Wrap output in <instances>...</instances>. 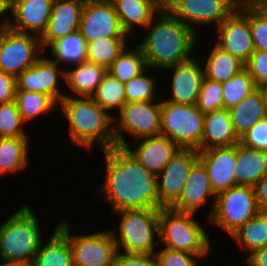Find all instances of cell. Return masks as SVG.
Listing matches in <instances>:
<instances>
[{
    "label": "cell",
    "instance_id": "3",
    "mask_svg": "<svg viewBox=\"0 0 267 266\" xmlns=\"http://www.w3.org/2000/svg\"><path fill=\"white\" fill-rule=\"evenodd\" d=\"M69 122V140L82 148L100 145L102 150L116 146L114 117L91 97L66 96L58 103Z\"/></svg>",
    "mask_w": 267,
    "mask_h": 266
},
{
    "label": "cell",
    "instance_id": "20",
    "mask_svg": "<svg viewBox=\"0 0 267 266\" xmlns=\"http://www.w3.org/2000/svg\"><path fill=\"white\" fill-rule=\"evenodd\" d=\"M199 160L207 170L215 194L236 186V145L199 150Z\"/></svg>",
    "mask_w": 267,
    "mask_h": 266
},
{
    "label": "cell",
    "instance_id": "15",
    "mask_svg": "<svg viewBox=\"0 0 267 266\" xmlns=\"http://www.w3.org/2000/svg\"><path fill=\"white\" fill-rule=\"evenodd\" d=\"M197 149H180L157 175L160 209L170 207L181 195L194 164Z\"/></svg>",
    "mask_w": 267,
    "mask_h": 266
},
{
    "label": "cell",
    "instance_id": "41",
    "mask_svg": "<svg viewBox=\"0 0 267 266\" xmlns=\"http://www.w3.org/2000/svg\"><path fill=\"white\" fill-rule=\"evenodd\" d=\"M249 23L255 50L267 51V16L250 0Z\"/></svg>",
    "mask_w": 267,
    "mask_h": 266
},
{
    "label": "cell",
    "instance_id": "7",
    "mask_svg": "<svg viewBox=\"0 0 267 266\" xmlns=\"http://www.w3.org/2000/svg\"><path fill=\"white\" fill-rule=\"evenodd\" d=\"M204 116L195 105L161 100V131L182 149L201 150Z\"/></svg>",
    "mask_w": 267,
    "mask_h": 266
},
{
    "label": "cell",
    "instance_id": "38",
    "mask_svg": "<svg viewBox=\"0 0 267 266\" xmlns=\"http://www.w3.org/2000/svg\"><path fill=\"white\" fill-rule=\"evenodd\" d=\"M15 101L0 104V138L29 137Z\"/></svg>",
    "mask_w": 267,
    "mask_h": 266
},
{
    "label": "cell",
    "instance_id": "26",
    "mask_svg": "<svg viewBox=\"0 0 267 266\" xmlns=\"http://www.w3.org/2000/svg\"><path fill=\"white\" fill-rule=\"evenodd\" d=\"M235 134L240 138L257 122L267 116L262 88L257 87L236 106L228 109Z\"/></svg>",
    "mask_w": 267,
    "mask_h": 266
},
{
    "label": "cell",
    "instance_id": "33",
    "mask_svg": "<svg viewBox=\"0 0 267 266\" xmlns=\"http://www.w3.org/2000/svg\"><path fill=\"white\" fill-rule=\"evenodd\" d=\"M146 69L147 65L141 48L139 46L128 48L127 45L112 62L107 72L125 84Z\"/></svg>",
    "mask_w": 267,
    "mask_h": 266
},
{
    "label": "cell",
    "instance_id": "9",
    "mask_svg": "<svg viewBox=\"0 0 267 266\" xmlns=\"http://www.w3.org/2000/svg\"><path fill=\"white\" fill-rule=\"evenodd\" d=\"M56 227L68 238L72 250L73 266H110L118 253L110 229L88 234H72L71 223L65 219Z\"/></svg>",
    "mask_w": 267,
    "mask_h": 266
},
{
    "label": "cell",
    "instance_id": "23",
    "mask_svg": "<svg viewBox=\"0 0 267 266\" xmlns=\"http://www.w3.org/2000/svg\"><path fill=\"white\" fill-rule=\"evenodd\" d=\"M123 30L132 34L137 26L144 29L163 8V0H111ZM135 26V27H134Z\"/></svg>",
    "mask_w": 267,
    "mask_h": 266
},
{
    "label": "cell",
    "instance_id": "18",
    "mask_svg": "<svg viewBox=\"0 0 267 266\" xmlns=\"http://www.w3.org/2000/svg\"><path fill=\"white\" fill-rule=\"evenodd\" d=\"M210 197L213 202L210 205L207 219L213 212L216 194L212 189L204 164L198 160L190 171L180 197L170 207L180 212L197 213L200 207L208 204Z\"/></svg>",
    "mask_w": 267,
    "mask_h": 266
},
{
    "label": "cell",
    "instance_id": "46",
    "mask_svg": "<svg viewBox=\"0 0 267 266\" xmlns=\"http://www.w3.org/2000/svg\"><path fill=\"white\" fill-rule=\"evenodd\" d=\"M16 78L0 70V104L15 101Z\"/></svg>",
    "mask_w": 267,
    "mask_h": 266
},
{
    "label": "cell",
    "instance_id": "44",
    "mask_svg": "<svg viewBox=\"0 0 267 266\" xmlns=\"http://www.w3.org/2000/svg\"><path fill=\"white\" fill-rule=\"evenodd\" d=\"M239 143L251 148L267 151V116L245 132L239 138Z\"/></svg>",
    "mask_w": 267,
    "mask_h": 266
},
{
    "label": "cell",
    "instance_id": "17",
    "mask_svg": "<svg viewBox=\"0 0 267 266\" xmlns=\"http://www.w3.org/2000/svg\"><path fill=\"white\" fill-rule=\"evenodd\" d=\"M53 3L54 0H10L12 18L9 17L8 28L41 37L50 20Z\"/></svg>",
    "mask_w": 267,
    "mask_h": 266
},
{
    "label": "cell",
    "instance_id": "10",
    "mask_svg": "<svg viewBox=\"0 0 267 266\" xmlns=\"http://www.w3.org/2000/svg\"><path fill=\"white\" fill-rule=\"evenodd\" d=\"M119 114L114 117L116 146L126 147L129 144L124 138L125 133L135 140L160 134L161 100L125 103Z\"/></svg>",
    "mask_w": 267,
    "mask_h": 266
},
{
    "label": "cell",
    "instance_id": "52",
    "mask_svg": "<svg viewBox=\"0 0 267 266\" xmlns=\"http://www.w3.org/2000/svg\"><path fill=\"white\" fill-rule=\"evenodd\" d=\"M262 90L264 92V97H265V104H266V111H267V85L262 87Z\"/></svg>",
    "mask_w": 267,
    "mask_h": 266
},
{
    "label": "cell",
    "instance_id": "50",
    "mask_svg": "<svg viewBox=\"0 0 267 266\" xmlns=\"http://www.w3.org/2000/svg\"><path fill=\"white\" fill-rule=\"evenodd\" d=\"M261 12L267 16V0H250Z\"/></svg>",
    "mask_w": 267,
    "mask_h": 266
},
{
    "label": "cell",
    "instance_id": "25",
    "mask_svg": "<svg viewBox=\"0 0 267 266\" xmlns=\"http://www.w3.org/2000/svg\"><path fill=\"white\" fill-rule=\"evenodd\" d=\"M237 143H239V138L234 132L230 113L227 109L223 108L205 113L201 150L229 147Z\"/></svg>",
    "mask_w": 267,
    "mask_h": 266
},
{
    "label": "cell",
    "instance_id": "31",
    "mask_svg": "<svg viewBox=\"0 0 267 266\" xmlns=\"http://www.w3.org/2000/svg\"><path fill=\"white\" fill-rule=\"evenodd\" d=\"M230 238L234 239L242 250L248 252L247 257L254 251L267 244V211H260L243 226L235 231Z\"/></svg>",
    "mask_w": 267,
    "mask_h": 266
},
{
    "label": "cell",
    "instance_id": "39",
    "mask_svg": "<svg viewBox=\"0 0 267 266\" xmlns=\"http://www.w3.org/2000/svg\"><path fill=\"white\" fill-rule=\"evenodd\" d=\"M147 68L139 76L125 83L126 103L157 100L155 77L147 75Z\"/></svg>",
    "mask_w": 267,
    "mask_h": 266
},
{
    "label": "cell",
    "instance_id": "16",
    "mask_svg": "<svg viewBox=\"0 0 267 266\" xmlns=\"http://www.w3.org/2000/svg\"><path fill=\"white\" fill-rule=\"evenodd\" d=\"M60 66L42 54L31 67L16 77L17 90L47 94L59 103L66 96L65 92L60 91L59 76L65 79V68L62 70Z\"/></svg>",
    "mask_w": 267,
    "mask_h": 266
},
{
    "label": "cell",
    "instance_id": "45",
    "mask_svg": "<svg viewBox=\"0 0 267 266\" xmlns=\"http://www.w3.org/2000/svg\"><path fill=\"white\" fill-rule=\"evenodd\" d=\"M115 266H158L155 254L117 253Z\"/></svg>",
    "mask_w": 267,
    "mask_h": 266
},
{
    "label": "cell",
    "instance_id": "48",
    "mask_svg": "<svg viewBox=\"0 0 267 266\" xmlns=\"http://www.w3.org/2000/svg\"><path fill=\"white\" fill-rule=\"evenodd\" d=\"M245 261L247 266H267V244L251 253Z\"/></svg>",
    "mask_w": 267,
    "mask_h": 266
},
{
    "label": "cell",
    "instance_id": "6",
    "mask_svg": "<svg viewBox=\"0 0 267 266\" xmlns=\"http://www.w3.org/2000/svg\"><path fill=\"white\" fill-rule=\"evenodd\" d=\"M112 215L120 219L118 231L110 229L119 252L123 249L125 253L155 254L159 245V209L119 211Z\"/></svg>",
    "mask_w": 267,
    "mask_h": 266
},
{
    "label": "cell",
    "instance_id": "43",
    "mask_svg": "<svg viewBox=\"0 0 267 266\" xmlns=\"http://www.w3.org/2000/svg\"><path fill=\"white\" fill-rule=\"evenodd\" d=\"M245 69L257 87L262 88L267 85V51L255 50L245 63Z\"/></svg>",
    "mask_w": 267,
    "mask_h": 266
},
{
    "label": "cell",
    "instance_id": "12",
    "mask_svg": "<svg viewBox=\"0 0 267 266\" xmlns=\"http://www.w3.org/2000/svg\"><path fill=\"white\" fill-rule=\"evenodd\" d=\"M44 54L40 37L0 29V70L15 78Z\"/></svg>",
    "mask_w": 267,
    "mask_h": 266
},
{
    "label": "cell",
    "instance_id": "28",
    "mask_svg": "<svg viewBox=\"0 0 267 266\" xmlns=\"http://www.w3.org/2000/svg\"><path fill=\"white\" fill-rule=\"evenodd\" d=\"M47 243L42 240L31 266H73L68 238L56 227Z\"/></svg>",
    "mask_w": 267,
    "mask_h": 266
},
{
    "label": "cell",
    "instance_id": "35",
    "mask_svg": "<svg viewBox=\"0 0 267 266\" xmlns=\"http://www.w3.org/2000/svg\"><path fill=\"white\" fill-rule=\"evenodd\" d=\"M127 38L109 37L86 43V60L108 69L127 46Z\"/></svg>",
    "mask_w": 267,
    "mask_h": 266
},
{
    "label": "cell",
    "instance_id": "30",
    "mask_svg": "<svg viewBox=\"0 0 267 266\" xmlns=\"http://www.w3.org/2000/svg\"><path fill=\"white\" fill-rule=\"evenodd\" d=\"M28 137L0 138V175L16 174L28 165Z\"/></svg>",
    "mask_w": 267,
    "mask_h": 266
},
{
    "label": "cell",
    "instance_id": "37",
    "mask_svg": "<svg viewBox=\"0 0 267 266\" xmlns=\"http://www.w3.org/2000/svg\"><path fill=\"white\" fill-rule=\"evenodd\" d=\"M257 86L246 69L222 82V98L224 108L230 109L242 101Z\"/></svg>",
    "mask_w": 267,
    "mask_h": 266
},
{
    "label": "cell",
    "instance_id": "32",
    "mask_svg": "<svg viewBox=\"0 0 267 266\" xmlns=\"http://www.w3.org/2000/svg\"><path fill=\"white\" fill-rule=\"evenodd\" d=\"M48 49L53 56L51 60L58 65L62 63L72 67L86 61V41L79 30L54 41Z\"/></svg>",
    "mask_w": 267,
    "mask_h": 266
},
{
    "label": "cell",
    "instance_id": "49",
    "mask_svg": "<svg viewBox=\"0 0 267 266\" xmlns=\"http://www.w3.org/2000/svg\"><path fill=\"white\" fill-rule=\"evenodd\" d=\"M8 12H10V0H0V20L3 18V15L6 16L5 14H8ZM3 19L2 22H0V29L7 28L9 24L10 19H8L7 16Z\"/></svg>",
    "mask_w": 267,
    "mask_h": 266
},
{
    "label": "cell",
    "instance_id": "2",
    "mask_svg": "<svg viewBox=\"0 0 267 266\" xmlns=\"http://www.w3.org/2000/svg\"><path fill=\"white\" fill-rule=\"evenodd\" d=\"M144 40L138 44L147 68L166 69L193 58L197 32L176 19L164 7L145 28Z\"/></svg>",
    "mask_w": 267,
    "mask_h": 266
},
{
    "label": "cell",
    "instance_id": "8",
    "mask_svg": "<svg viewBox=\"0 0 267 266\" xmlns=\"http://www.w3.org/2000/svg\"><path fill=\"white\" fill-rule=\"evenodd\" d=\"M260 211L255 188L235 186L216 194L213 212L206 221L231 236Z\"/></svg>",
    "mask_w": 267,
    "mask_h": 266
},
{
    "label": "cell",
    "instance_id": "19",
    "mask_svg": "<svg viewBox=\"0 0 267 266\" xmlns=\"http://www.w3.org/2000/svg\"><path fill=\"white\" fill-rule=\"evenodd\" d=\"M164 70L172 71L171 96L166 100L174 103L195 105L204 78L203 65L194 57L188 61L170 66Z\"/></svg>",
    "mask_w": 267,
    "mask_h": 266
},
{
    "label": "cell",
    "instance_id": "21",
    "mask_svg": "<svg viewBox=\"0 0 267 266\" xmlns=\"http://www.w3.org/2000/svg\"><path fill=\"white\" fill-rule=\"evenodd\" d=\"M85 0H54L47 28L40 37L44 53L56 40L78 30Z\"/></svg>",
    "mask_w": 267,
    "mask_h": 266
},
{
    "label": "cell",
    "instance_id": "24",
    "mask_svg": "<svg viewBox=\"0 0 267 266\" xmlns=\"http://www.w3.org/2000/svg\"><path fill=\"white\" fill-rule=\"evenodd\" d=\"M236 186L255 187L267 173V151L236 144Z\"/></svg>",
    "mask_w": 267,
    "mask_h": 266
},
{
    "label": "cell",
    "instance_id": "14",
    "mask_svg": "<svg viewBox=\"0 0 267 266\" xmlns=\"http://www.w3.org/2000/svg\"><path fill=\"white\" fill-rule=\"evenodd\" d=\"M78 30L86 43L109 37H129L111 0H85Z\"/></svg>",
    "mask_w": 267,
    "mask_h": 266
},
{
    "label": "cell",
    "instance_id": "29",
    "mask_svg": "<svg viewBox=\"0 0 267 266\" xmlns=\"http://www.w3.org/2000/svg\"><path fill=\"white\" fill-rule=\"evenodd\" d=\"M203 66L204 77L212 81L225 82L245 69V63L216 44L210 49Z\"/></svg>",
    "mask_w": 267,
    "mask_h": 266
},
{
    "label": "cell",
    "instance_id": "11",
    "mask_svg": "<svg viewBox=\"0 0 267 266\" xmlns=\"http://www.w3.org/2000/svg\"><path fill=\"white\" fill-rule=\"evenodd\" d=\"M241 1L163 0V7L176 19L198 33L196 26L218 27L239 7Z\"/></svg>",
    "mask_w": 267,
    "mask_h": 266
},
{
    "label": "cell",
    "instance_id": "22",
    "mask_svg": "<svg viewBox=\"0 0 267 266\" xmlns=\"http://www.w3.org/2000/svg\"><path fill=\"white\" fill-rule=\"evenodd\" d=\"M140 144L133 148L130 144L126 149L150 172L156 176L181 149L177 144L164 135L142 137Z\"/></svg>",
    "mask_w": 267,
    "mask_h": 266
},
{
    "label": "cell",
    "instance_id": "47",
    "mask_svg": "<svg viewBox=\"0 0 267 266\" xmlns=\"http://www.w3.org/2000/svg\"><path fill=\"white\" fill-rule=\"evenodd\" d=\"M255 192L261 211H267V173L256 184Z\"/></svg>",
    "mask_w": 267,
    "mask_h": 266
},
{
    "label": "cell",
    "instance_id": "1",
    "mask_svg": "<svg viewBox=\"0 0 267 266\" xmlns=\"http://www.w3.org/2000/svg\"><path fill=\"white\" fill-rule=\"evenodd\" d=\"M105 160L104 182L100 185L103 199L111 213L139 209H160L158 179L126 147L102 150Z\"/></svg>",
    "mask_w": 267,
    "mask_h": 266
},
{
    "label": "cell",
    "instance_id": "5",
    "mask_svg": "<svg viewBox=\"0 0 267 266\" xmlns=\"http://www.w3.org/2000/svg\"><path fill=\"white\" fill-rule=\"evenodd\" d=\"M194 215L171 207L159 209V246L206 258L211 251V239Z\"/></svg>",
    "mask_w": 267,
    "mask_h": 266
},
{
    "label": "cell",
    "instance_id": "34",
    "mask_svg": "<svg viewBox=\"0 0 267 266\" xmlns=\"http://www.w3.org/2000/svg\"><path fill=\"white\" fill-rule=\"evenodd\" d=\"M15 102L25 125L31 120L58 107V103L49 95L40 92L16 90Z\"/></svg>",
    "mask_w": 267,
    "mask_h": 266
},
{
    "label": "cell",
    "instance_id": "40",
    "mask_svg": "<svg viewBox=\"0 0 267 266\" xmlns=\"http://www.w3.org/2000/svg\"><path fill=\"white\" fill-rule=\"evenodd\" d=\"M196 106L204 114L223 109L222 83L204 77Z\"/></svg>",
    "mask_w": 267,
    "mask_h": 266
},
{
    "label": "cell",
    "instance_id": "42",
    "mask_svg": "<svg viewBox=\"0 0 267 266\" xmlns=\"http://www.w3.org/2000/svg\"><path fill=\"white\" fill-rule=\"evenodd\" d=\"M158 266H199L198 260L201 259L197 255L159 247L155 252Z\"/></svg>",
    "mask_w": 267,
    "mask_h": 266
},
{
    "label": "cell",
    "instance_id": "51",
    "mask_svg": "<svg viewBox=\"0 0 267 266\" xmlns=\"http://www.w3.org/2000/svg\"><path fill=\"white\" fill-rule=\"evenodd\" d=\"M0 266H31V265L14 264V263H0Z\"/></svg>",
    "mask_w": 267,
    "mask_h": 266
},
{
    "label": "cell",
    "instance_id": "13",
    "mask_svg": "<svg viewBox=\"0 0 267 266\" xmlns=\"http://www.w3.org/2000/svg\"><path fill=\"white\" fill-rule=\"evenodd\" d=\"M215 28L219 38L215 44L246 63L255 51L249 23V0H242L239 7Z\"/></svg>",
    "mask_w": 267,
    "mask_h": 266
},
{
    "label": "cell",
    "instance_id": "36",
    "mask_svg": "<svg viewBox=\"0 0 267 266\" xmlns=\"http://www.w3.org/2000/svg\"><path fill=\"white\" fill-rule=\"evenodd\" d=\"M91 98L109 114L120 112L126 103L125 84L107 72Z\"/></svg>",
    "mask_w": 267,
    "mask_h": 266
},
{
    "label": "cell",
    "instance_id": "27",
    "mask_svg": "<svg viewBox=\"0 0 267 266\" xmlns=\"http://www.w3.org/2000/svg\"><path fill=\"white\" fill-rule=\"evenodd\" d=\"M74 67L65 69L66 84L76 97H91L107 73V69L87 60Z\"/></svg>",
    "mask_w": 267,
    "mask_h": 266
},
{
    "label": "cell",
    "instance_id": "4",
    "mask_svg": "<svg viewBox=\"0 0 267 266\" xmlns=\"http://www.w3.org/2000/svg\"><path fill=\"white\" fill-rule=\"evenodd\" d=\"M34 210L22 204L0 223V259L2 263L31 265L43 239Z\"/></svg>",
    "mask_w": 267,
    "mask_h": 266
}]
</instances>
